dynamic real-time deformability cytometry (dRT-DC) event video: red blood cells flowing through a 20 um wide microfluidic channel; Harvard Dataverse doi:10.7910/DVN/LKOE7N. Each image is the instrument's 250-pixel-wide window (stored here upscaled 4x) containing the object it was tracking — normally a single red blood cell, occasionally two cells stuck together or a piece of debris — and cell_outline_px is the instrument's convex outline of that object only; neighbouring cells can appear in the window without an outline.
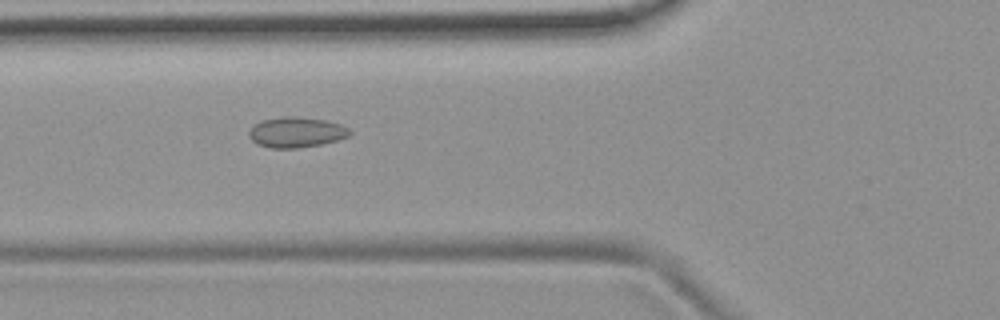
{"species": "common noctule bat (a hibernating species)", "species_latin": "Nyctalus noctula", "temperature_condition": "room temperature", "stored_images_in_passage": 6, "camera_frame_rate_fps": 3000, "um_per_image_px": 0.085, "animal": {"sex": "female", "body_mass_g": 19.9}, "frame": {"image": 1, "passage_image": 2, "time_ms": 1.0, "image_size_px": [1000, 320], "cell_outline_px": [[352, 132], [348, 136], [336, 140], [320, 144], [296, 148], [272, 148], [256, 144], [248, 136], [248, 132], [260, 120], [284, 116], [292, 116], [324, 120], [340, 124], [348, 128]], "centroid_in_image_um": [25.15, 11.24], "position_along_channel_um": 100.6, "area_um2": 17.69}}
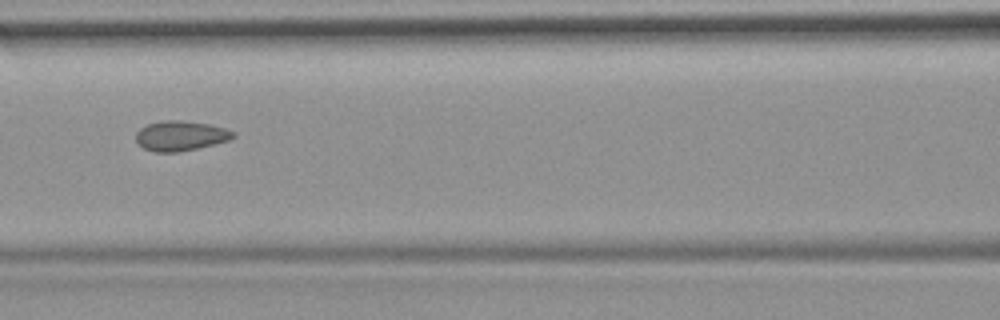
{"frame": {"image": 2, "passage_image": 3, "time_ms": 2.333, "image_size_px": [1000, 320], "cell_outline_px": [[236, 136], [228, 140], [196, 148], [176, 152], [156, 152], [144, 148], [136, 140], [136, 132], [140, 128], [148, 124], [164, 120], [180, 120], [208, 124], [224, 128], [236, 132]], "centroid_in_image_um": [15.34, 11.53], "position_along_channel_um": 151.3, "area_um2": 16.7}}
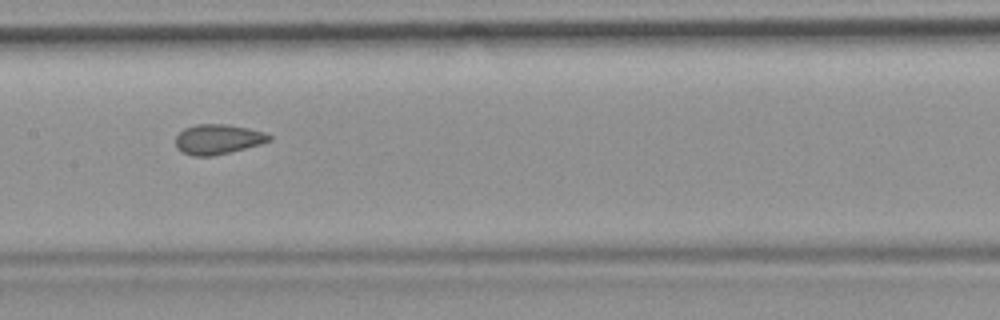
{"frame": {"image": 3, "passage_image": 4, "time_ms": 3.333, "image_size_px": [1000, 320], "cell_outline_px": [[272, 140], [260, 144], [212, 156], [192, 156], [180, 152], [176, 148], [176, 136], [184, 128], [196, 124], [228, 124], [248, 128], [264, 132], [272, 136]], "centroid_in_image_um": [18.5, 11.83], "position_along_channel_um": 188.9, "area_um2": 16.36}}